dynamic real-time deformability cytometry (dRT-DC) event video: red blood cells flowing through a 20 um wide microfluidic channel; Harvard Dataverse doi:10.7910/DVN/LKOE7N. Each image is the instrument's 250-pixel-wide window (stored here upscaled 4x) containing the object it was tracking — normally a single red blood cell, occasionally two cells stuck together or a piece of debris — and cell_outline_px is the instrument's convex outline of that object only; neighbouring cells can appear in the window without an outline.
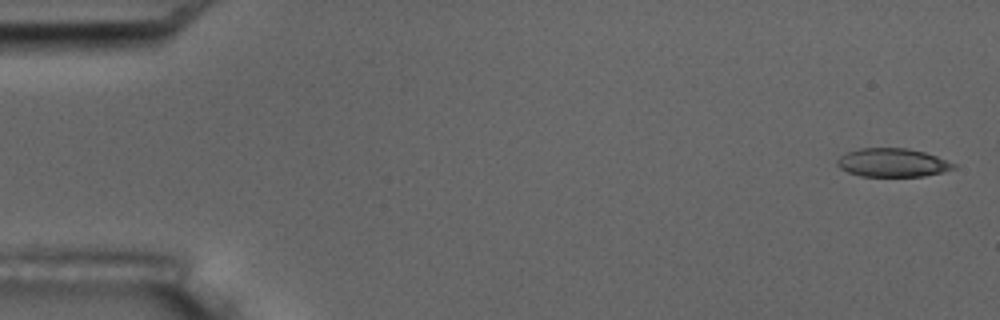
{"species": "common noctule bat (a hibernating species)", "species_latin": "Nyctalus noctula", "temperature_condition": "room temperature", "stored_images_in_passage": 10, "segment_of_instrument_passage": [1, 2], "camera_frame_rate_fps": 3000, "um_per_image_px": 0.085, "animal": {"sex": "male", "body_mass_g": 17.5, "forearm_length_mm": 52.3}, "frame": {"image": 1, "passage_image": 1, "time_ms": 0.0, "image_size_px": [1000, 320], "cell_outline_px": [[956, 168], [944, 172], [924, 176], [860, 176], [848, 172], [840, 168], [836, 164], [836, 160], [840, 156], [848, 152], [860, 148], [908, 148], [924, 152], [936, 156], [956, 164]], "centroid_in_image_um": [75.87, 13.83], "position_along_channel_um": 9.1, "area_um2": 19.36}}
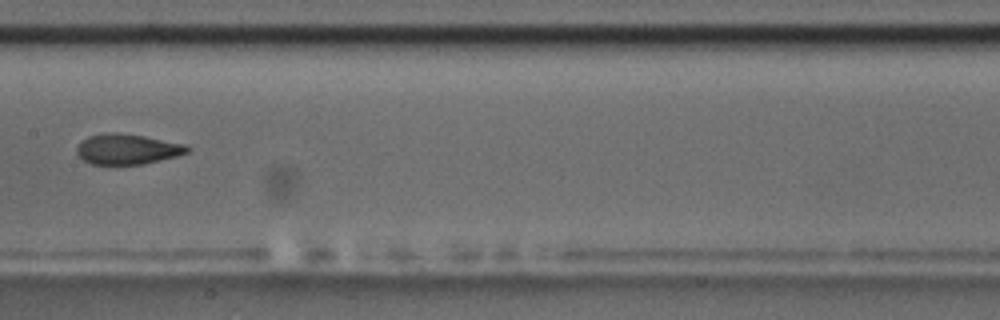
{"frame": {"image": 2, "passage_image": 9, "time_ms": 9.0, "image_size_px": [1000, 320], "cell_outline_px": [[192, 148], [188, 152], [180, 156], [140, 164], [92, 164], [84, 160], [76, 152], [76, 148], [80, 140], [88, 136], [104, 132], [116, 132], [144, 136], [188, 144]], "centroid_in_image_um": [10.85, 12.66], "position_along_channel_um": 196.6, "area_um2": 19.83}}